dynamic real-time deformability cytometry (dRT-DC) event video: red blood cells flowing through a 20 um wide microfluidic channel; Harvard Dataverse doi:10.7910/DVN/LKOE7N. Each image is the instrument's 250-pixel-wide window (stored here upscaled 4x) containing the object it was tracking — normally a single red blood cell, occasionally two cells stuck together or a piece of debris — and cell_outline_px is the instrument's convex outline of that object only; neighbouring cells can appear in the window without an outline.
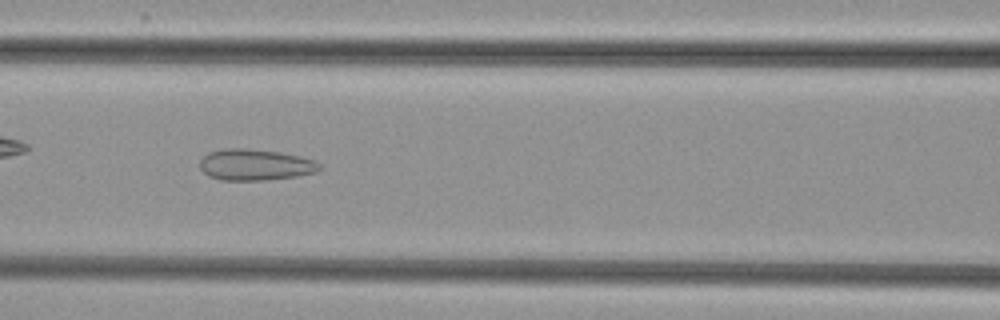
{"species": "common noctule bat (a hibernating species)", "species_latin": "Nyctalus noctula", "temperature_condition": "cold", "stored_images_in_passage": 52, "camera_frame_rate_fps": 3000, "um_per_image_px": 0.085, "animal": {"sex": "female", "body_mass_g": 29.2, "forearm_length_mm": 56.3}, "frame": {"image": 1, "passage_image": 23, "time_ms": 7.333, "image_size_px": [1000, 320], "cell_outline_px": [[320, 168], [316, 172], [296, 176], [264, 180], [220, 180], [208, 176], [200, 168], [200, 160], [208, 152], [224, 148], [244, 148], [280, 152], [300, 156], [316, 160], [320, 164]], "centroid_in_image_um": [21.68, 14.0], "position_along_channel_um": 144.9, "area_um2": 21.85}}
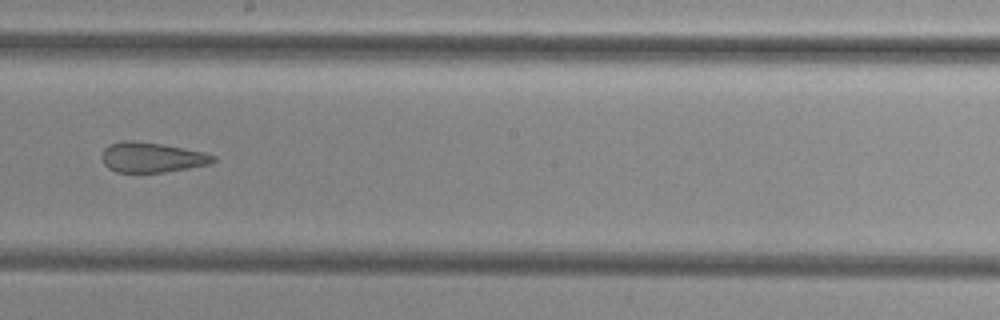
{"frame": {"image": 2, "passage_image": 30, "time_ms": 9.667, "image_size_px": [1000, 320], "cell_outline_px": [[216, 160], [212, 164], [164, 172], [116, 172], [108, 168], [104, 164], [100, 156], [104, 148], [108, 144], [120, 140], [132, 140], [160, 144], [204, 152], [216, 156]], "centroid_in_image_um": [12.87, 13.37], "position_along_channel_um": 235.3, "area_um2": 19.65}}